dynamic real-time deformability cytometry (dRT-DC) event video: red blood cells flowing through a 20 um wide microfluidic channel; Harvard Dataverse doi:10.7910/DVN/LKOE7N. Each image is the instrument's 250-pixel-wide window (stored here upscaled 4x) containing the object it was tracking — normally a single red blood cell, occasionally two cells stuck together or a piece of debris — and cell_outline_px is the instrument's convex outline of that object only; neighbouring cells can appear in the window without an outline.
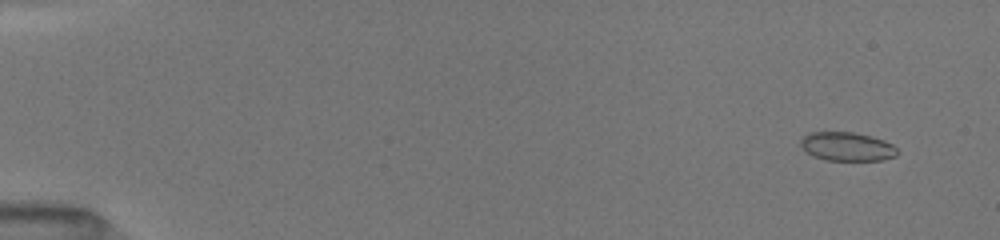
{"species": "common noctule bat (a hibernating species)", "species_latin": "Nyctalus noctula", "temperature_condition": "room temperature", "stored_images_in_passage": 11, "camera_frame_rate_fps": 3000, "um_per_image_px": 0.085, "animal": {"sex": "female", "body_mass_g": 19.5, "forearm_length_mm": 54.1}, "frame": {"image": 1, "passage_image": 3, "time_ms": 1.0, "image_size_px": [1000, 240], "cell_outline_px": [[896, 156], [884, 160], [824, 160], [812, 156], [800, 144], [800, 140], [808, 132], [852, 132], [884, 140], [892, 144], [896, 148]], "centroid_in_image_um": [71.98, 12.46], "position_along_channel_um": 13.0, "area_um2": 16.07}}
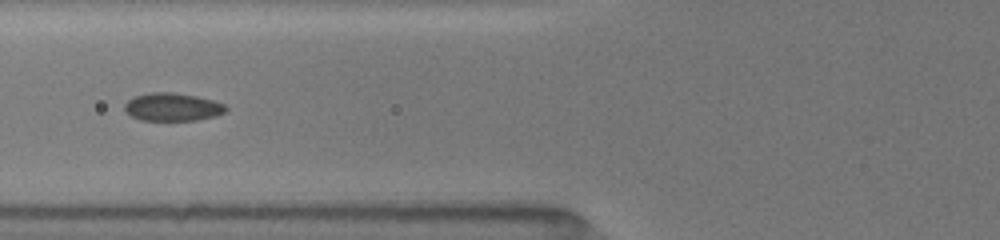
{"frame": {"image": 2, "passage_image": 9, "time_ms": 7.0, "image_size_px": [1000, 240], "cell_outline_px": [[228, 108], [224, 112], [216, 116], [196, 120], [140, 120], [124, 112], [124, 104], [128, 100], [136, 96], [148, 92], [172, 92], [196, 96], [212, 100], [224, 104]], "centroid_in_image_um": [14.64, 9.09], "position_along_channel_um": 111.2, "area_um2": 16.53}}
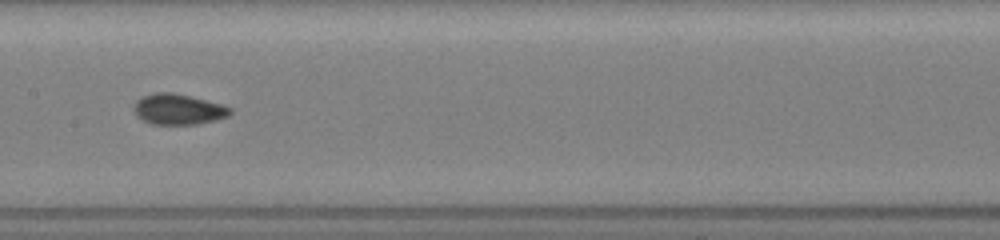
{"frame": {"image": 3, "passage_image": 11, "time_ms": 9.0, "image_size_px": [1000, 240], "cell_outline_px": [[232, 112], [228, 116], [216, 120], [196, 124], [152, 124], [136, 116], [132, 108], [136, 100], [144, 96], [156, 92], [172, 92], [220, 104], [232, 108]], "centroid_in_image_um": [15.12, 9.29], "position_along_channel_um": 192.3, "area_um2": 17.05}}